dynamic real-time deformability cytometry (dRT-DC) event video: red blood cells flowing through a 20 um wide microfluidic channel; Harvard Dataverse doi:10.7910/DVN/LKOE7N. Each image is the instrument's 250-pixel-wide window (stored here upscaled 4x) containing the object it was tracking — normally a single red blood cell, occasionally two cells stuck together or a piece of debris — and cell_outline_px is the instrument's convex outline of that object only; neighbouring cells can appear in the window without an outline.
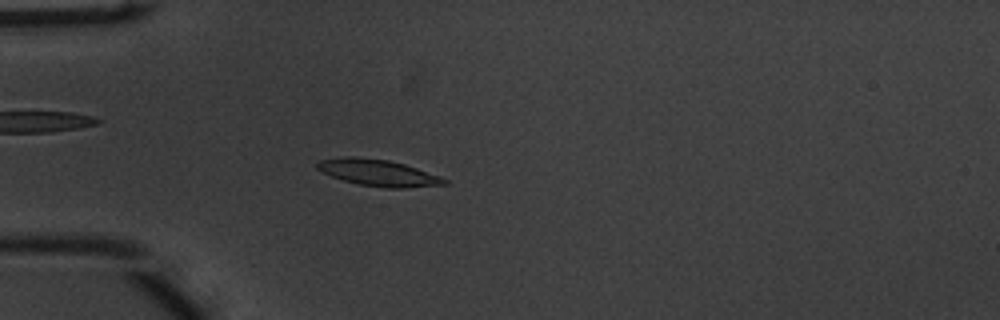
{"species": "common noctule bat (a hibernating species)", "species_latin": "Nyctalus noctula", "temperature_condition": "warm", "stored_images_in_passage": 54, "camera_frame_rate_fps": 3000, "um_per_image_px": 0.085, "animal": {"sex": "male", "body_mass_g": 20.1, "forearm_length_mm": 53.5}, "frame": {"image": 1, "passage_image": 16, "time_ms": 5.0, "image_size_px": [1000, 320], "cell_outline_px": [[448, 184], [404, 188], [384, 188], [360, 184], [344, 180], [320, 172], [316, 168], [316, 164], [320, 160], [344, 156], [352, 156], [388, 160], [404, 164], [440, 176], [448, 180]], "centroid_in_image_um": [32.13, 14.68], "position_along_channel_um": 52.9, "area_um2": 19.59}}
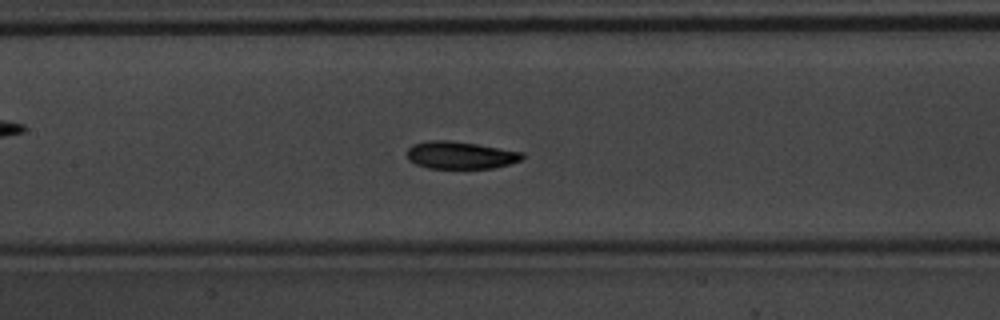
{"frame": {"image": 2, "passage_image": 26, "time_ms": 8.333, "image_size_px": [1000, 320], "cell_outline_px": [[524, 156], [520, 160], [508, 164], [492, 168], [428, 168], [416, 164], [408, 160], [408, 148], [412, 144], [432, 140], [448, 140], [476, 144], [524, 152]], "centroid_in_image_um": [39.12, 13.18], "position_along_channel_um": 168.3, "area_um2": 18.26}}
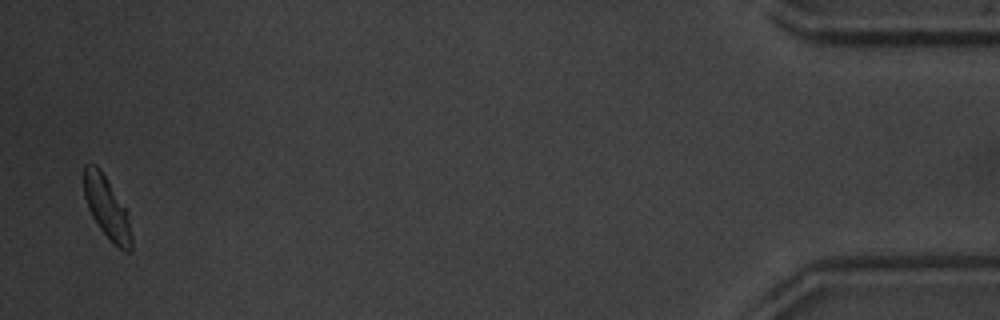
{"frame": {"image": 3, "passage_image": 53, "time_ms": 17.333, "image_size_px": [1000, 320], "cell_outline_px": [[132, 252], [124, 252], [100, 228], [92, 216], [88, 208], [84, 196], [84, 164], [96, 164], [100, 168], [108, 180], [124, 208], [128, 220], [132, 236]], "centroid_in_image_um": [9.07, 17.63], "position_along_channel_um": 426.1, "area_um2": 16.7}, "authors_computed_cell_mechanics": {"area_um2": 18.5538, "velocity_mm_per_s": 3.7811, "shape_relaxation_time_tau1_ms": 1.8297, "shape_relaxation_time_tau2_ms": 4.3173, "deformation_change_tau1": 0.1211, "deformation_change_tau2": 0.0649}}